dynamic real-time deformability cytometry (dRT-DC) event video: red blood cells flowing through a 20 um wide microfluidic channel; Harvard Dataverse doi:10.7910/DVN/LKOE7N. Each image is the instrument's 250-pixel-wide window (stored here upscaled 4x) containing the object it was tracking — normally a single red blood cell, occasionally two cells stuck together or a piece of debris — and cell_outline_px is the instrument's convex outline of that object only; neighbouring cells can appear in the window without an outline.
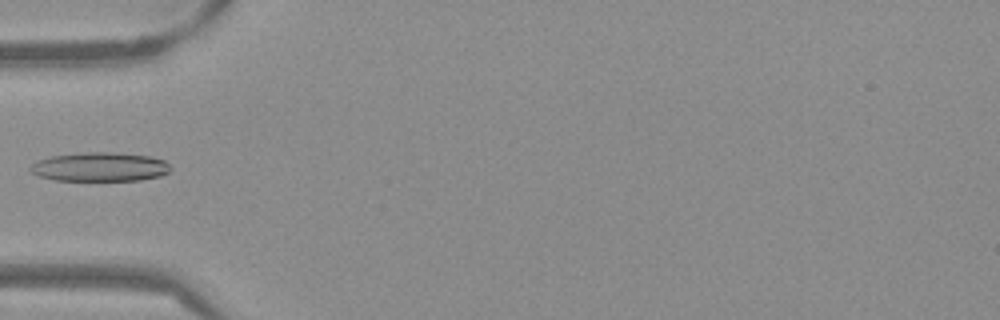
{"species": "Egyptian fruit bat (a non-hibernating species)", "species_latin": "Rousettus aegyptiacus", "temperature_condition": "warm", "stored_images_in_passage": 35, "camera_frame_rate_fps": 3000, "um_per_image_px": 0.085, "frame": {"image": 1, "passage_image": 1, "time_ms": 0.0, "image_size_px": [1000, 320], "cell_outline_px": [[172, 168], [168, 172], [160, 176], [140, 180], [56, 180], [40, 176], [32, 172], [28, 168], [36, 160], [52, 156], [80, 152], [116, 152], [148, 156], [164, 160]], "centroid_in_image_um": [8.48, 14.17], "position_along_channel_um": 76.5, "area_um2": 23.7}}